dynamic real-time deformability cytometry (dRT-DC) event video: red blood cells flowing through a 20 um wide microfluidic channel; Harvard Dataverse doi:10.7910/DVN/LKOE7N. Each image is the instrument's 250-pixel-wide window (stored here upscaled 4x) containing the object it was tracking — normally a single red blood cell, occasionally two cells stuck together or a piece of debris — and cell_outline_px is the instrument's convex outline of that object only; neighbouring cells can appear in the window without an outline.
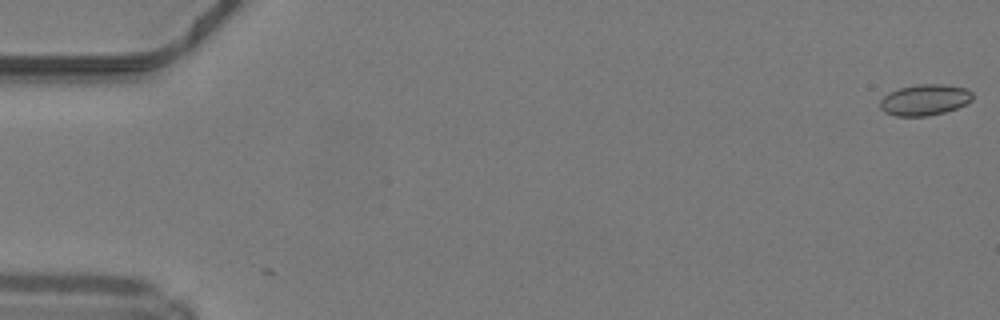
{"species": "common noctule bat (a hibernating species)", "species_latin": "Nyctalus noctula", "temperature_condition": "warm", "stored_images_in_passage": 3, "camera_frame_rate_fps": 3000, "um_per_image_px": 0.085, "animal": {"sex": "male", "body_mass_g": 19.2, "forearm_length_mm": 51.8}, "frame": {"image": 1, "passage_image": 1, "time_ms": 0.0, "image_size_px": [1000, 320], "cell_outline_px": [[972, 100], [968, 104], [944, 112], [928, 116], [896, 116], [884, 112], [880, 108], [880, 100], [888, 92], [900, 88], [916, 84], [944, 84], [968, 88], [972, 92]], "centroid_in_image_um": [78.61, 8.48], "position_along_channel_um": 6.4, "area_um2": 16.94}}